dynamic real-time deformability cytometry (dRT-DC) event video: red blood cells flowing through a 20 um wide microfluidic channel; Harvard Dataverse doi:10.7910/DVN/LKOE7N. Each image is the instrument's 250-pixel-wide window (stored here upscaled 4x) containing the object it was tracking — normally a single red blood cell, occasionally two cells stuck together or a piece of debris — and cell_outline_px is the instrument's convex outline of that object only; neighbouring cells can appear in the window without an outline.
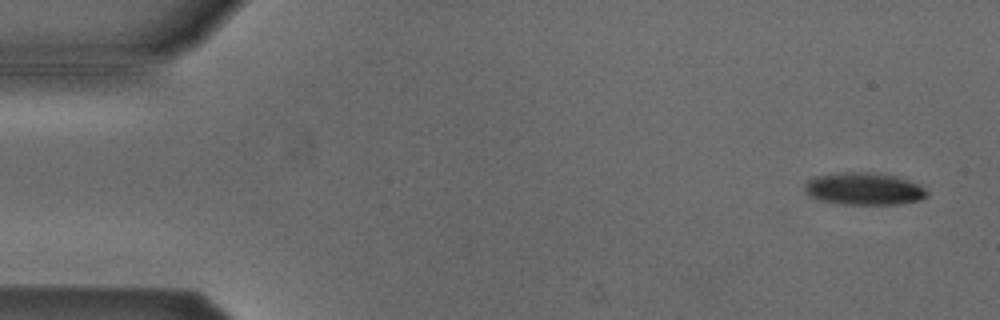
{"species": "Egyptian fruit bat (a non-hibernating species)", "species_latin": "Rousettus aegyptiacus", "temperature_condition": "cold", "stored_images_in_passage": 5, "camera_frame_rate_fps": 3000, "um_per_image_px": 0.085, "animal": {"sex": "male"}, "frame": {"image": 1, "passage_image": 1, "time_ms": 0.0, "image_size_px": [1000, 320], "cell_outline_px": [[928, 196], [920, 200], [896, 204], [844, 204], [824, 200], [812, 196], [804, 188], [804, 184], [808, 180], [816, 176], [848, 172], [856, 172], [896, 176], [908, 180], [924, 188], [928, 192]], "centroid_in_image_um": [73.47, 16.05], "position_along_channel_um": 11.5, "area_um2": 22.37}}
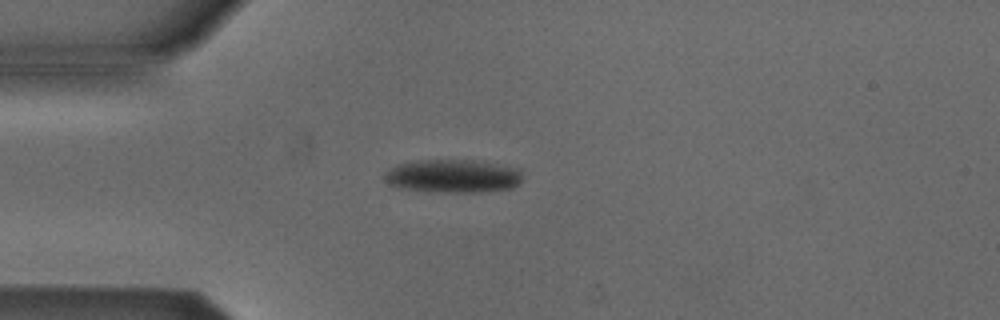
{"frame": {"image": 2, "passage_image": 4, "time_ms": 3.667, "image_size_px": [1000, 320], "cell_outline_px": [[520, 180], [512, 188], [480, 192], [436, 192], [400, 188], [388, 184], [384, 180], [384, 172], [396, 164], [416, 160], [472, 160], [520, 168]], "centroid_in_image_um": [38.43, 14.96], "position_along_channel_um": 46.6, "area_um2": 26.82}}